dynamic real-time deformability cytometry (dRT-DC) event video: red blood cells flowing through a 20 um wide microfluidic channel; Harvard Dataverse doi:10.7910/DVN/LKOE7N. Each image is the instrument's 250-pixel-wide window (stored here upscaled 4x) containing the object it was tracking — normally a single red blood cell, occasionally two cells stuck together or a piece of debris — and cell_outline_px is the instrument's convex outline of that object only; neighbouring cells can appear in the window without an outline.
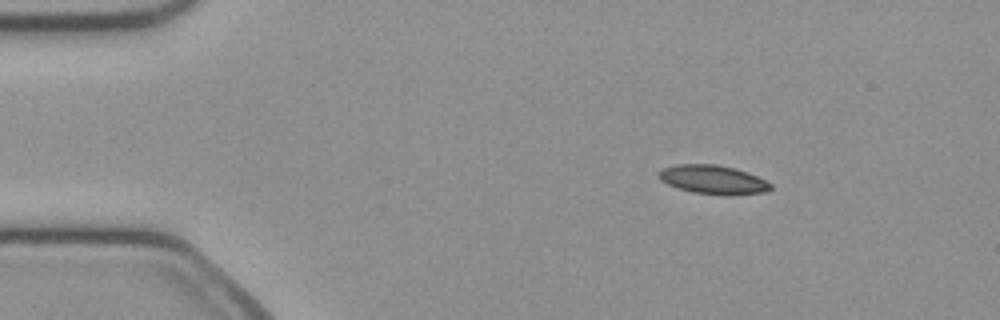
{"species": "common noctule bat (a hibernating species)", "species_latin": "Nyctalus noctula", "temperature_condition": "cold", "stored_images_in_passage": 50, "camera_frame_rate_fps": 3000, "um_per_image_px": 0.085, "animal": {"sex": "female", "body_mass_g": 21.9}, "frame": {"image": 1, "passage_image": 7, "time_ms": 2.0, "image_size_px": [1000, 320], "cell_outline_px": [[772, 188], [764, 192], [732, 196], [724, 196], [692, 192], [668, 184], [660, 180], [660, 172], [664, 168], [676, 164], [716, 164], [732, 168], [756, 176], [772, 184]], "centroid_in_image_um": [60.63, 15.29], "position_along_channel_um": 24.4, "area_um2": 18.61}}
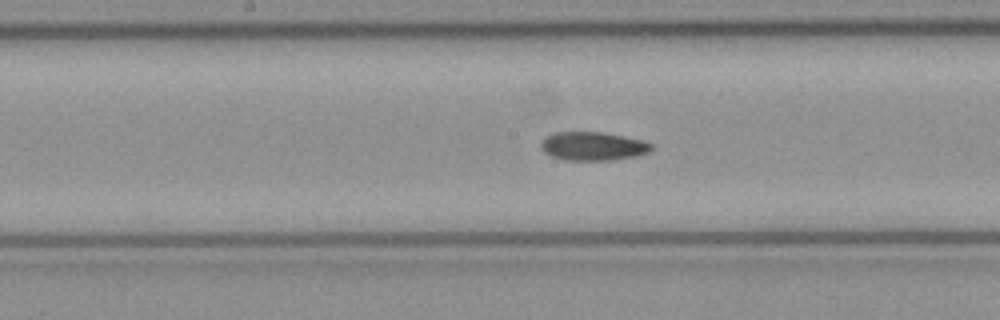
{"frame": {"image": 2, "passage_image": 25, "time_ms": 8.0, "image_size_px": [1000, 320], "cell_outline_px": [[652, 148], [648, 152], [636, 156], [608, 160], [564, 160], [552, 156], [544, 152], [540, 148], [540, 144], [544, 136], [552, 132], [604, 132], [644, 140], [652, 144]], "centroid_in_image_um": [50.36, 12.41], "position_along_channel_um": 197.8, "area_um2": 18.55}}
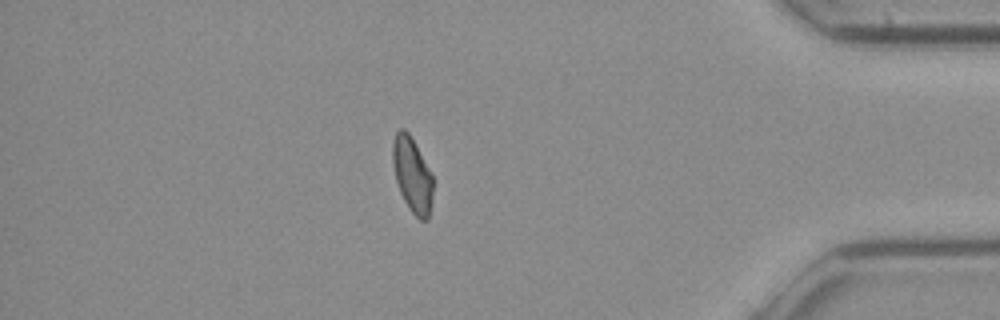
{"frame": {"image": 3, "passage_image": 43, "time_ms": 14.0, "image_size_px": [1000, 320], "cell_outline_px": [[432, 200], [428, 220], [420, 220], [408, 208], [400, 192], [396, 180], [392, 164], [392, 144], [396, 132], [400, 128], [404, 128], [408, 132], [432, 172]], "centroid_in_image_um": [35.03, 14.86], "position_along_channel_um": 400.2, "area_um2": 17.69}, "authors_computed_cell_mechanics": {"area_um2": 18.496, "velocity_mm_per_s": 4.0509, "shape_relaxation_time_tau1_ms": null, "shape_relaxation_time_tau2_ms": 5.919, "deformation_change_tau1": null, "deformation_change_tau2": 0.1139}}